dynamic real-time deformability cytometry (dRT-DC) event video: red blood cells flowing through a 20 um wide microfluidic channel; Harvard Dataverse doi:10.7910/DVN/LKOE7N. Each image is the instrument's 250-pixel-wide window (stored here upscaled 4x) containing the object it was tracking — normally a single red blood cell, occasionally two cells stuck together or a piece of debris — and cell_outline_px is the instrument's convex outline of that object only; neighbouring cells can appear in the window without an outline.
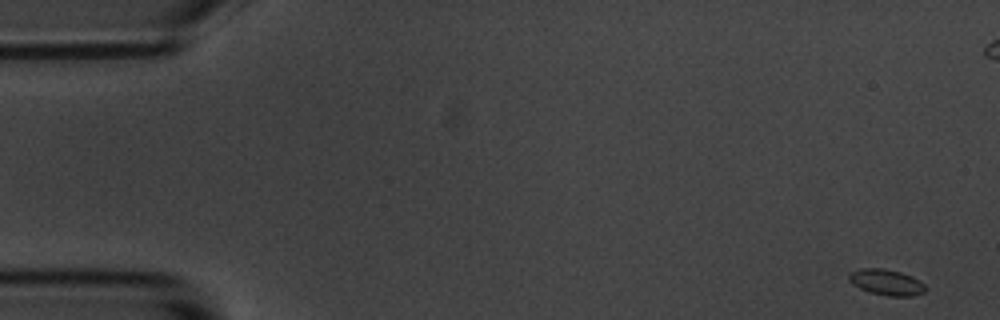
{"species": "common noctule bat (a hibernating species)", "species_latin": "Nyctalus noctula", "temperature_condition": "room temperature", "stored_images_in_passage": 8, "segment_of_instrument_passage": [1, 2], "camera_frame_rate_fps": 3000, "um_per_image_px": 0.085, "animal": {"sex": "male", "body_mass_g": 20.1, "forearm_length_mm": 53.5}, "frame": {"image": 1, "passage_image": 1, "time_ms": 0.0, "image_size_px": [1000, 320], "cell_outline_px": [[924, 292], [912, 296], [888, 296], [872, 292], [860, 288], [852, 284], [848, 280], [848, 276], [852, 272], [860, 268], [884, 268], [900, 272], [912, 276], [924, 284]], "centroid_in_image_um": [75.33, 23.98], "position_along_channel_um": 9.7, "area_um2": 11.39}}
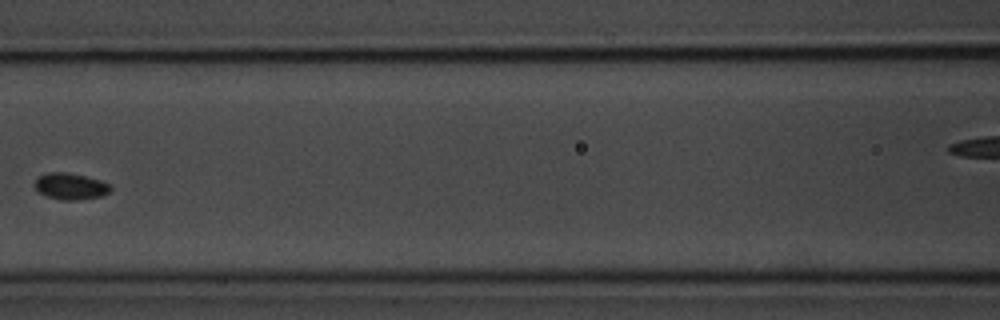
{"frame": {"image": 2, "passage_image": 7, "time_ms": 8.0, "image_size_px": [1000, 320], "cell_outline_px": [[112, 188], [108, 192], [100, 196], [76, 200], [60, 200], [48, 196], [40, 192], [36, 188], [36, 176], [48, 172], [68, 172], [100, 180], [108, 184]], "centroid_in_image_um": [5.97, 15.82], "position_along_channel_um": 160.6, "area_um2": 11.5}}